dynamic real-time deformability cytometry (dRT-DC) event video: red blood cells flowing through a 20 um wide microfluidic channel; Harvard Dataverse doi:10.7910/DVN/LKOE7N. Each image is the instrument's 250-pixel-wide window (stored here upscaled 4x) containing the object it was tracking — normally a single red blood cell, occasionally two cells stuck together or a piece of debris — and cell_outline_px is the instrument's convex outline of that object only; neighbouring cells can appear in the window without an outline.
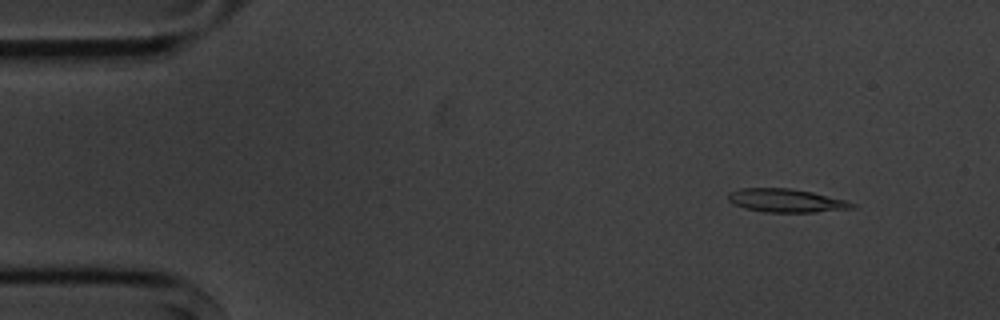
{"species": "common noctule bat (a hibernating species)", "species_latin": "Nyctalus noctula", "temperature_condition": "cold", "stored_images_in_passage": 3, "camera_frame_rate_fps": 3000, "um_per_image_px": 0.085, "animal": {"sex": "male", "body_mass_g": 20.1, "forearm_length_mm": 53.5}, "frame": {"image": 1, "passage_image": 1, "time_ms": 0.0, "image_size_px": [1000, 320], "cell_outline_px": [[856, 208], [816, 212], [764, 212], [744, 208], [732, 204], [728, 200], [728, 192], [740, 188], [788, 188], [812, 192], [844, 200], [856, 204]], "centroid_in_image_um": [66.78, 17.05], "position_along_channel_um": 18.2, "area_um2": 16.94}}
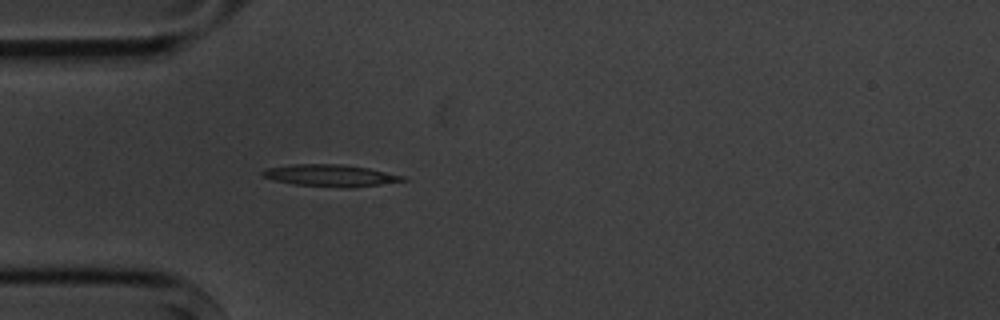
{"frame": {"image": 2, "passage_image": 3, "time_ms": 3.333, "image_size_px": [1000, 320], "cell_outline_px": [[408, 180], [352, 188], [348, 188], [296, 184], [276, 180], [264, 176], [260, 172], [264, 168], [292, 164], [344, 164], [368, 168], [404, 176]], "centroid_in_image_um": [28.09, 14.91], "position_along_channel_um": 56.9, "area_um2": 17.74}}